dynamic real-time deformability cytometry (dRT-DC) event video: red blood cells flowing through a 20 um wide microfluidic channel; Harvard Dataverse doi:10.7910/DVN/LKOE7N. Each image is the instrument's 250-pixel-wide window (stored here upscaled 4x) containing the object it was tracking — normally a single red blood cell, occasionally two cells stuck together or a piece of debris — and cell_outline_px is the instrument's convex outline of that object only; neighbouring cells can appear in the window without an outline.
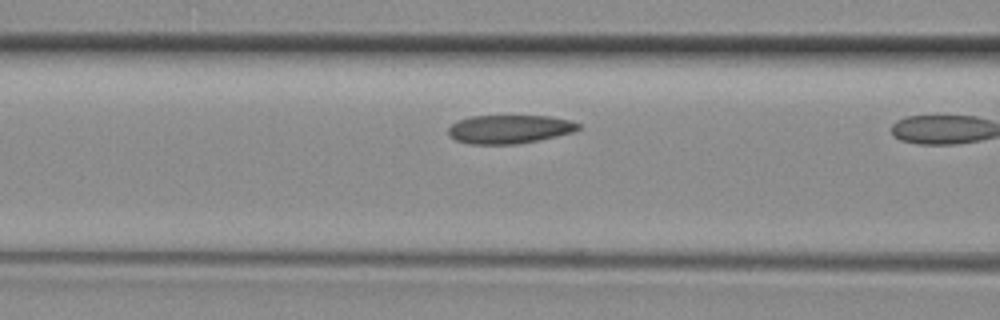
{"species": "common noctule bat (a hibernating species)", "species_latin": "Nyctalus noctula", "temperature_condition": "room temperature", "stored_images_in_passage": 11, "camera_frame_rate_fps": 3000, "um_per_image_px": 0.085, "animal": {"sex": "female", "body_mass_g": 29.2, "forearm_length_mm": 56.3}, "frame": {"image": 1, "passage_image": 10, "time_ms": 3.0, "image_size_px": [1000, 320], "cell_outline_px": [[580, 128], [576, 132], [516, 144], [468, 144], [456, 140], [448, 136], [448, 128], [452, 124], [460, 120], [472, 116], [548, 116], [572, 120], [580, 124]], "centroid_in_image_um": [43.31, 10.98], "position_along_channel_um": 123.3, "area_um2": 21.68}}